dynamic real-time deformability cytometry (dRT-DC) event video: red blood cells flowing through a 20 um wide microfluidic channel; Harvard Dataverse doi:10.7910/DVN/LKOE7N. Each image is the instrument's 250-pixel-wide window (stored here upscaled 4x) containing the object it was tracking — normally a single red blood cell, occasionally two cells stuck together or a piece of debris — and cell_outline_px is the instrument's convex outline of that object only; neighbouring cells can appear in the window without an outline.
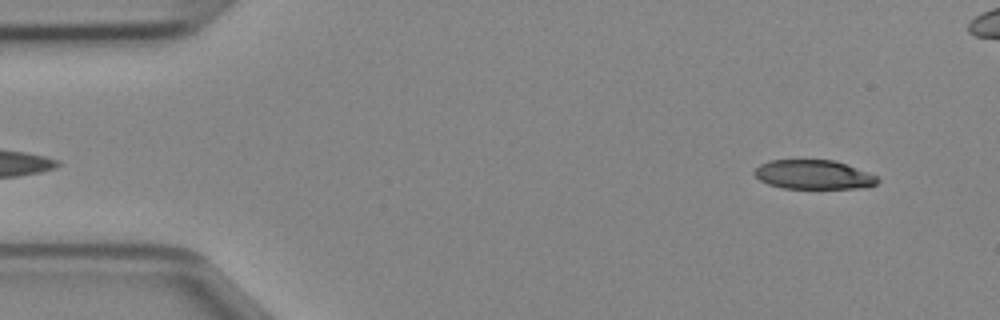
{"species": "Egyptian fruit bat (a non-hibernating species)", "species_latin": "Rousettus aegyptiacus", "temperature_condition": "cold", "stored_images_in_passage": 45, "camera_frame_rate_fps": 3000, "um_per_image_px": 0.085, "animal": {"sex": "female"}, "frame": {"image": 1, "passage_image": 2, "time_ms": 0.333, "image_size_px": [1000, 320], "cell_outline_px": [[880, 180], [876, 184], [860, 188], [784, 188], [768, 184], [760, 180], [752, 172], [760, 164], [772, 160], [832, 160], [844, 164], [876, 176]], "centroid_in_image_um": [69.1, 14.85], "position_along_channel_um": 15.9, "area_um2": 20.58}}
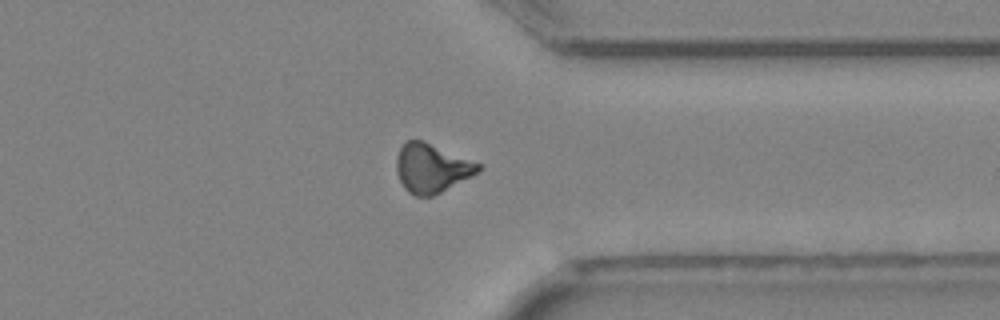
{"frame": {"image": 2, "passage_image": 34, "time_ms": 11.0, "image_size_px": [1000, 320], "cell_outline_px": [[480, 168], [472, 176], [432, 196], [416, 196], [408, 192], [404, 188], [396, 172], [396, 156], [404, 140], [420, 140], [480, 164]], "centroid_in_image_um": [36.62, 14.3], "position_along_channel_um": 374.8, "area_um2": 22.83}}
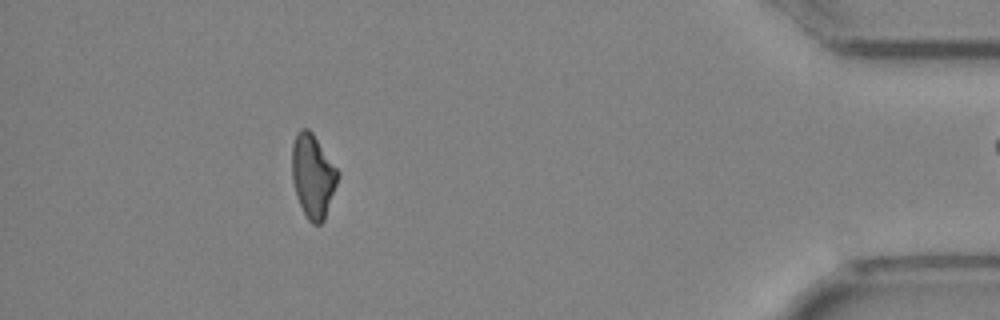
{"frame": {"image": 3, "passage_image": 40, "time_ms": 13.0, "image_size_px": [1000, 320], "cell_outline_px": [[340, 176], [324, 220], [320, 224], [312, 224], [308, 220], [296, 196], [292, 180], [292, 144], [296, 132], [300, 128], [308, 128], [312, 132], [340, 172]], "centroid_in_image_um": [26.6, 14.93], "position_along_channel_um": 408.6, "area_um2": 22.48}}